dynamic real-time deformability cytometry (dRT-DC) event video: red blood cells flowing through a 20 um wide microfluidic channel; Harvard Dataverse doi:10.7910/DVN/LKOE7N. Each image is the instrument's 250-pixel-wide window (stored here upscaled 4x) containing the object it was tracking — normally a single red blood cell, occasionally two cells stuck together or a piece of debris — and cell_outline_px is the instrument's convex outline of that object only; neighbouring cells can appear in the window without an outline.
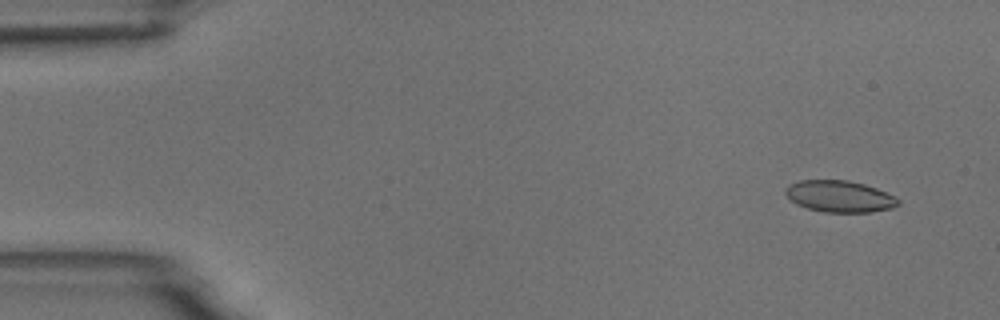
{"species": "common noctule bat (a hibernating species)", "species_latin": "Nyctalus noctula", "temperature_condition": "room temperature", "stored_images_in_passage": 6, "camera_frame_rate_fps": 3000, "um_per_image_px": 0.085, "animal": {"sex": "male", "body_mass_g": 18.8}, "frame": {"image": 1, "passage_image": 1, "time_ms": 0.0, "image_size_px": [1000, 320], "cell_outline_px": [[900, 204], [892, 208], [872, 212], [824, 212], [808, 208], [796, 204], [784, 192], [784, 188], [788, 184], [800, 180], [848, 180], [864, 184], [876, 188], [896, 196], [900, 200]], "centroid_in_image_um": [71.38, 16.69], "position_along_channel_um": 13.6, "area_um2": 20.87}}
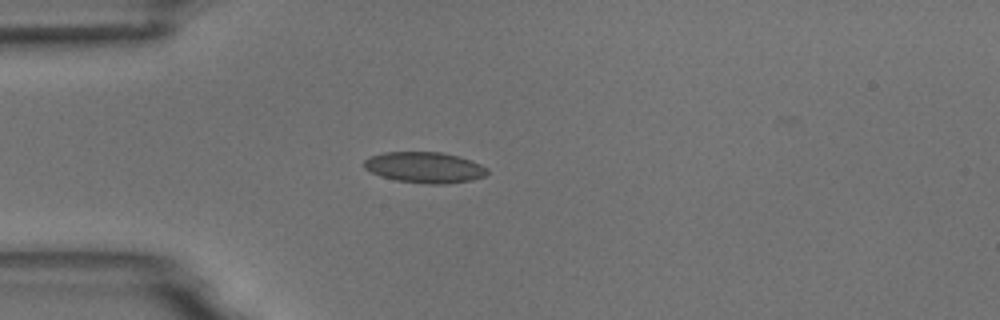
{"frame": {"image": 2, "passage_image": 4, "time_ms": 3.667, "image_size_px": [1000, 320], "cell_outline_px": [[488, 172], [484, 176], [472, 180], [448, 184], [428, 184], [396, 180], [380, 176], [364, 168], [364, 160], [368, 156], [384, 152], [444, 152], [460, 156], [472, 160], [488, 168]], "centroid_in_image_um": [36.11, 14.22], "position_along_channel_um": 48.9, "area_um2": 22.43}}